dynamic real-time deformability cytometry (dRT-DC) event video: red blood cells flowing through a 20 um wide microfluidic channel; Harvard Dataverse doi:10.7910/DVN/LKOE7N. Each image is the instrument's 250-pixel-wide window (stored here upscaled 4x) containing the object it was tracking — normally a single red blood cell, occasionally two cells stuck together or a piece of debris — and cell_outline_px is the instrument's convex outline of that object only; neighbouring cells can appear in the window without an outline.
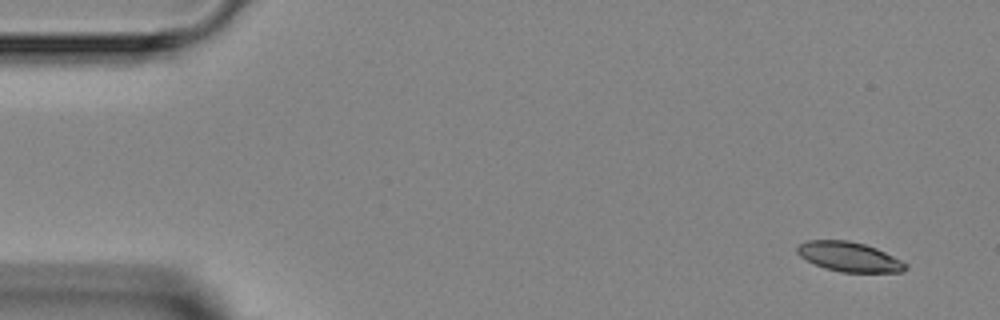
{"species": "Egyptian fruit bat (a non-hibernating species)", "species_latin": "Rousettus aegyptiacus", "temperature_condition": "room temperature", "stored_images_in_passage": 9, "camera_frame_rate_fps": 3000, "um_per_image_px": 0.085, "animal": {"sex": "female"}, "frame": {"image": 1, "passage_image": 1, "time_ms": 0.0, "image_size_px": [1000, 320], "cell_outline_px": [[908, 268], [904, 272], [840, 272], [824, 268], [800, 256], [796, 252], [796, 244], [808, 240], [848, 240], [864, 244], [876, 248], [908, 264]], "centroid_in_image_um": [72.16, 21.82], "position_along_channel_um": 12.8, "area_um2": 18.73}}
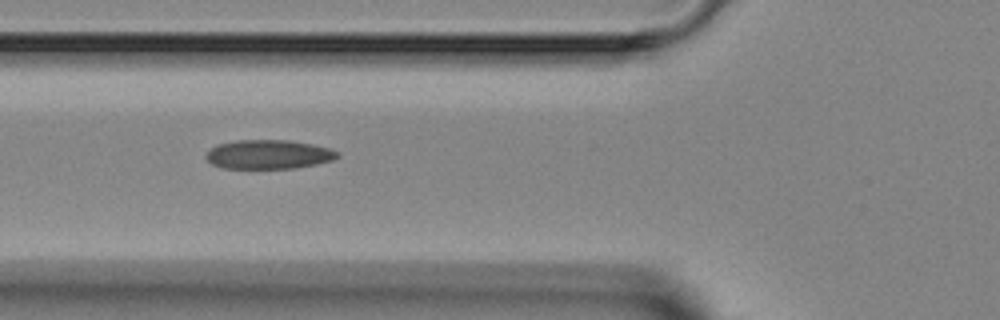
{"frame": {"image": 2, "passage_image": 6, "time_ms": 10.333, "image_size_px": [1000, 320], "cell_outline_px": [[340, 156], [332, 160], [316, 164], [296, 168], [220, 168], [212, 164], [204, 156], [216, 144], [236, 140], [288, 140], [312, 144], [328, 148], [340, 152]], "centroid_in_image_um": [22.82, 13.12], "position_along_channel_um": 103.0, "area_um2": 22.31}}
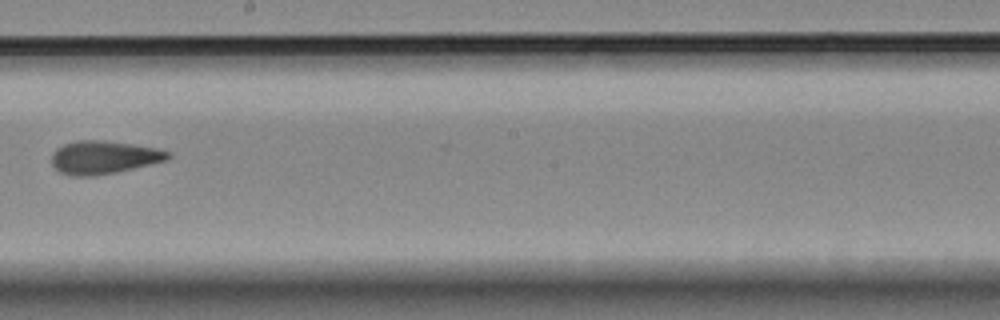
{"frame": {"image": 3, "passage_image": 9, "time_ms": 13.667, "image_size_px": [1000, 320], "cell_outline_px": [[172, 156], [168, 160], [116, 172], [92, 176], [72, 176], [60, 172], [52, 164], [52, 152], [56, 148], [64, 144], [76, 140], [104, 140], [132, 144], [156, 148], [168, 152]], "centroid_in_image_um": [8.8, 13.37], "position_along_channel_um": 239.4, "area_um2": 22.43}}